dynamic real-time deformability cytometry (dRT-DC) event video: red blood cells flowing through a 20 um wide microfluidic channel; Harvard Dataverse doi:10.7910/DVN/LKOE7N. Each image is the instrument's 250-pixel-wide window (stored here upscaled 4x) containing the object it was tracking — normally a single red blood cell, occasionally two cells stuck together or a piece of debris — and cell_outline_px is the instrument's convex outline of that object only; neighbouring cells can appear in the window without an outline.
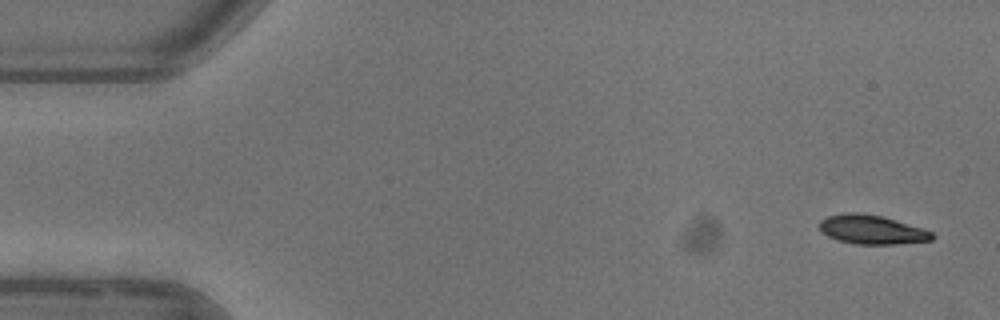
{"species": "common noctule bat (a hibernating species)", "species_latin": "Nyctalus noctula", "temperature_condition": "warm", "stored_images_in_passage": 6, "camera_frame_rate_fps": 3000, "um_per_image_px": 0.085, "animal": {"sex": "female"}, "frame": {"image": 1, "passage_image": 1, "time_ms": 0.0, "image_size_px": [1000, 320], "cell_outline_px": [[936, 236], [932, 240], [896, 244], [856, 244], [840, 240], [828, 236], [820, 232], [820, 220], [828, 216], [844, 212], [860, 212], [884, 216], [924, 228], [932, 232]], "centroid_in_image_um": [74.13, 19.5], "position_along_channel_um": 10.9, "area_um2": 19.31}}
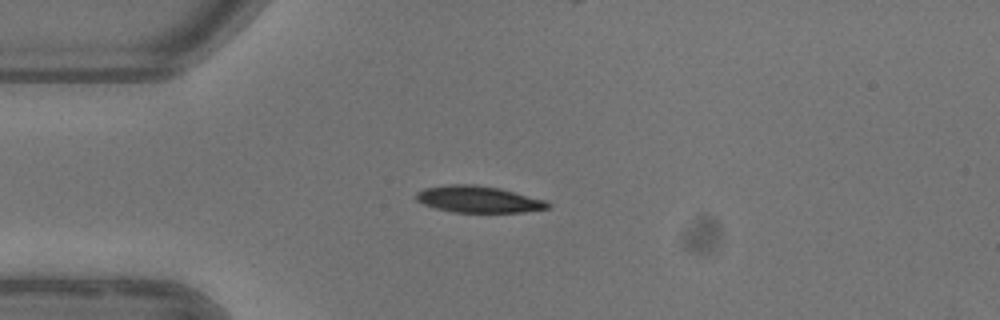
{"frame": {"image": 2, "passage_image": 4, "time_ms": 3.667, "image_size_px": [1000, 320], "cell_outline_px": [[548, 208], [524, 212], [452, 212], [436, 208], [424, 204], [416, 200], [416, 192], [424, 188], [448, 184], [476, 184], [500, 188], [544, 200], [548, 204]], "centroid_in_image_um": [40.61, 16.93], "position_along_channel_um": 44.4, "area_um2": 20.29}}
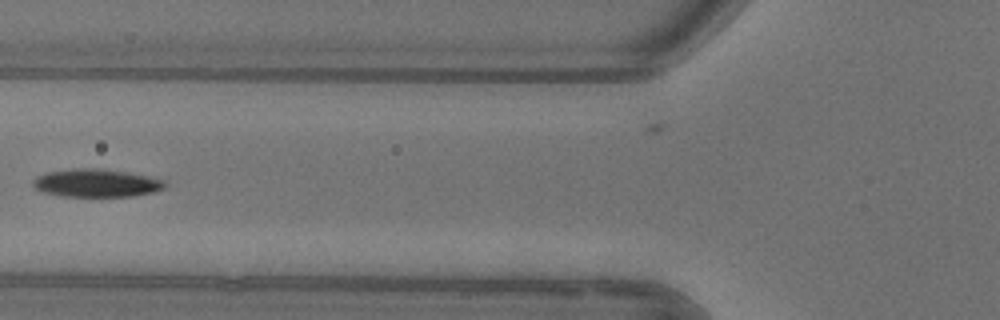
{"frame": {"image": 3, "passage_image": 6, "time_ms": 6.0, "image_size_px": [1000, 320], "cell_outline_px": [[168, 184], [164, 188], [152, 192], [132, 196], [60, 196], [44, 192], [36, 188], [32, 184], [32, 180], [36, 176], [48, 172], [72, 168], [96, 168], [128, 172], [148, 176], [164, 180]], "centroid_in_image_um": [8.18, 15.55], "position_along_channel_um": 117.6, "area_um2": 21.5}}